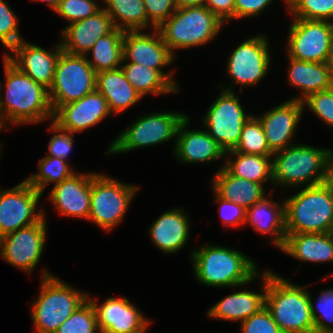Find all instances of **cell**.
Masks as SVG:
<instances>
[{
	"label": "cell",
	"instance_id": "1",
	"mask_svg": "<svg viewBox=\"0 0 333 333\" xmlns=\"http://www.w3.org/2000/svg\"><path fill=\"white\" fill-rule=\"evenodd\" d=\"M5 97L0 85L1 130L7 124L21 125L53 120L48 89L21 71L4 55ZM8 122V123H7Z\"/></svg>",
	"mask_w": 333,
	"mask_h": 333
},
{
	"label": "cell",
	"instance_id": "2",
	"mask_svg": "<svg viewBox=\"0 0 333 333\" xmlns=\"http://www.w3.org/2000/svg\"><path fill=\"white\" fill-rule=\"evenodd\" d=\"M191 259L195 278L209 287H241L259 277L254 260L221 245H203L192 251Z\"/></svg>",
	"mask_w": 333,
	"mask_h": 333
},
{
	"label": "cell",
	"instance_id": "3",
	"mask_svg": "<svg viewBox=\"0 0 333 333\" xmlns=\"http://www.w3.org/2000/svg\"><path fill=\"white\" fill-rule=\"evenodd\" d=\"M265 307L283 333H314L309 292L267 270Z\"/></svg>",
	"mask_w": 333,
	"mask_h": 333
},
{
	"label": "cell",
	"instance_id": "4",
	"mask_svg": "<svg viewBox=\"0 0 333 333\" xmlns=\"http://www.w3.org/2000/svg\"><path fill=\"white\" fill-rule=\"evenodd\" d=\"M284 205L286 234L333 233V191L324 183L304 186Z\"/></svg>",
	"mask_w": 333,
	"mask_h": 333
},
{
	"label": "cell",
	"instance_id": "5",
	"mask_svg": "<svg viewBox=\"0 0 333 333\" xmlns=\"http://www.w3.org/2000/svg\"><path fill=\"white\" fill-rule=\"evenodd\" d=\"M41 289L32 302V321L36 333H55L59 326L88 299L82 293L48 270L43 269Z\"/></svg>",
	"mask_w": 333,
	"mask_h": 333
},
{
	"label": "cell",
	"instance_id": "6",
	"mask_svg": "<svg viewBox=\"0 0 333 333\" xmlns=\"http://www.w3.org/2000/svg\"><path fill=\"white\" fill-rule=\"evenodd\" d=\"M329 151L301 143L275 152L272 155L273 184L297 188L324 183Z\"/></svg>",
	"mask_w": 333,
	"mask_h": 333
},
{
	"label": "cell",
	"instance_id": "7",
	"mask_svg": "<svg viewBox=\"0 0 333 333\" xmlns=\"http://www.w3.org/2000/svg\"><path fill=\"white\" fill-rule=\"evenodd\" d=\"M225 24L205 5L176 9L157 29L175 56V50L198 47L213 40Z\"/></svg>",
	"mask_w": 333,
	"mask_h": 333
},
{
	"label": "cell",
	"instance_id": "8",
	"mask_svg": "<svg viewBox=\"0 0 333 333\" xmlns=\"http://www.w3.org/2000/svg\"><path fill=\"white\" fill-rule=\"evenodd\" d=\"M138 187L101 173H91V201L88 220L109 232L123 220Z\"/></svg>",
	"mask_w": 333,
	"mask_h": 333
},
{
	"label": "cell",
	"instance_id": "9",
	"mask_svg": "<svg viewBox=\"0 0 333 333\" xmlns=\"http://www.w3.org/2000/svg\"><path fill=\"white\" fill-rule=\"evenodd\" d=\"M186 114L163 111L149 113L135 120L110 144L106 154L130 152L176 139L180 122Z\"/></svg>",
	"mask_w": 333,
	"mask_h": 333
},
{
	"label": "cell",
	"instance_id": "10",
	"mask_svg": "<svg viewBox=\"0 0 333 333\" xmlns=\"http://www.w3.org/2000/svg\"><path fill=\"white\" fill-rule=\"evenodd\" d=\"M96 72L86 55H74L63 50L56 64L54 81L48 90L53 113L61 106L80 100L96 89Z\"/></svg>",
	"mask_w": 333,
	"mask_h": 333
},
{
	"label": "cell",
	"instance_id": "11",
	"mask_svg": "<svg viewBox=\"0 0 333 333\" xmlns=\"http://www.w3.org/2000/svg\"><path fill=\"white\" fill-rule=\"evenodd\" d=\"M220 87L223 90L208 108L203 124L208 134L227 152L237 146L243 126L252 115L244 112L232 86Z\"/></svg>",
	"mask_w": 333,
	"mask_h": 333
},
{
	"label": "cell",
	"instance_id": "12",
	"mask_svg": "<svg viewBox=\"0 0 333 333\" xmlns=\"http://www.w3.org/2000/svg\"><path fill=\"white\" fill-rule=\"evenodd\" d=\"M269 41L266 36L257 35L244 40L230 54L227 60V74L232 84L240 85V91L244 86H254L265 78L271 65V54L269 53Z\"/></svg>",
	"mask_w": 333,
	"mask_h": 333
},
{
	"label": "cell",
	"instance_id": "13",
	"mask_svg": "<svg viewBox=\"0 0 333 333\" xmlns=\"http://www.w3.org/2000/svg\"><path fill=\"white\" fill-rule=\"evenodd\" d=\"M287 37V53L300 61L327 63L333 23L293 18Z\"/></svg>",
	"mask_w": 333,
	"mask_h": 333
},
{
	"label": "cell",
	"instance_id": "14",
	"mask_svg": "<svg viewBox=\"0 0 333 333\" xmlns=\"http://www.w3.org/2000/svg\"><path fill=\"white\" fill-rule=\"evenodd\" d=\"M41 196L25 179L13 188L0 190V238L44 217V211L37 210Z\"/></svg>",
	"mask_w": 333,
	"mask_h": 333
},
{
	"label": "cell",
	"instance_id": "15",
	"mask_svg": "<svg viewBox=\"0 0 333 333\" xmlns=\"http://www.w3.org/2000/svg\"><path fill=\"white\" fill-rule=\"evenodd\" d=\"M46 217L0 238V255L4 261L28 274L39 263L46 241Z\"/></svg>",
	"mask_w": 333,
	"mask_h": 333
},
{
	"label": "cell",
	"instance_id": "16",
	"mask_svg": "<svg viewBox=\"0 0 333 333\" xmlns=\"http://www.w3.org/2000/svg\"><path fill=\"white\" fill-rule=\"evenodd\" d=\"M153 31L152 34H144L142 30L124 31L123 60L143 64L160 71L179 90L173 79V71L170 73L162 71V68L172 64L175 56L163 42L158 29L155 28Z\"/></svg>",
	"mask_w": 333,
	"mask_h": 333
},
{
	"label": "cell",
	"instance_id": "17",
	"mask_svg": "<svg viewBox=\"0 0 333 333\" xmlns=\"http://www.w3.org/2000/svg\"><path fill=\"white\" fill-rule=\"evenodd\" d=\"M88 299L95 308L100 333H146L152 322L125 297H109L101 305L90 295Z\"/></svg>",
	"mask_w": 333,
	"mask_h": 333
},
{
	"label": "cell",
	"instance_id": "18",
	"mask_svg": "<svg viewBox=\"0 0 333 333\" xmlns=\"http://www.w3.org/2000/svg\"><path fill=\"white\" fill-rule=\"evenodd\" d=\"M110 114L107 100L95 89L80 100L61 105L53 113L52 121L75 134L99 124Z\"/></svg>",
	"mask_w": 333,
	"mask_h": 333
},
{
	"label": "cell",
	"instance_id": "19",
	"mask_svg": "<svg viewBox=\"0 0 333 333\" xmlns=\"http://www.w3.org/2000/svg\"><path fill=\"white\" fill-rule=\"evenodd\" d=\"M61 51V43L50 51L22 40L10 50L11 55L10 53L5 55L26 75L49 90L54 81L55 68Z\"/></svg>",
	"mask_w": 333,
	"mask_h": 333
},
{
	"label": "cell",
	"instance_id": "20",
	"mask_svg": "<svg viewBox=\"0 0 333 333\" xmlns=\"http://www.w3.org/2000/svg\"><path fill=\"white\" fill-rule=\"evenodd\" d=\"M304 111L303 101L287 100L266 113L256 116L261 122L270 150L275 153L292 144Z\"/></svg>",
	"mask_w": 333,
	"mask_h": 333
},
{
	"label": "cell",
	"instance_id": "21",
	"mask_svg": "<svg viewBox=\"0 0 333 333\" xmlns=\"http://www.w3.org/2000/svg\"><path fill=\"white\" fill-rule=\"evenodd\" d=\"M189 116L180 122L174 147V155L182 163H208L221 159L225 151L219 144L204 130L187 129L190 123Z\"/></svg>",
	"mask_w": 333,
	"mask_h": 333
},
{
	"label": "cell",
	"instance_id": "22",
	"mask_svg": "<svg viewBox=\"0 0 333 333\" xmlns=\"http://www.w3.org/2000/svg\"><path fill=\"white\" fill-rule=\"evenodd\" d=\"M114 28L111 17L101 8L94 15L70 23L62 30V50L74 55L87 56L96 41Z\"/></svg>",
	"mask_w": 333,
	"mask_h": 333
},
{
	"label": "cell",
	"instance_id": "23",
	"mask_svg": "<svg viewBox=\"0 0 333 333\" xmlns=\"http://www.w3.org/2000/svg\"><path fill=\"white\" fill-rule=\"evenodd\" d=\"M49 200L63 216L88 220L91 201V173H74L70 178L54 184Z\"/></svg>",
	"mask_w": 333,
	"mask_h": 333
},
{
	"label": "cell",
	"instance_id": "24",
	"mask_svg": "<svg viewBox=\"0 0 333 333\" xmlns=\"http://www.w3.org/2000/svg\"><path fill=\"white\" fill-rule=\"evenodd\" d=\"M188 219V214L184 213L182 207L162 213L149 228L151 241L163 253L172 254L180 251L188 242Z\"/></svg>",
	"mask_w": 333,
	"mask_h": 333
},
{
	"label": "cell",
	"instance_id": "25",
	"mask_svg": "<svg viewBox=\"0 0 333 333\" xmlns=\"http://www.w3.org/2000/svg\"><path fill=\"white\" fill-rule=\"evenodd\" d=\"M259 276L263 280L261 293L248 290L232 293L209 308L207 316L219 320H239V324H241L248 317L257 313L265 306L267 270L261 272Z\"/></svg>",
	"mask_w": 333,
	"mask_h": 333
},
{
	"label": "cell",
	"instance_id": "26",
	"mask_svg": "<svg viewBox=\"0 0 333 333\" xmlns=\"http://www.w3.org/2000/svg\"><path fill=\"white\" fill-rule=\"evenodd\" d=\"M280 205L265 195L261 200L246 209L245 224H250L261 234L271 235L274 246L280 250L286 240L285 205Z\"/></svg>",
	"mask_w": 333,
	"mask_h": 333
},
{
	"label": "cell",
	"instance_id": "27",
	"mask_svg": "<svg viewBox=\"0 0 333 333\" xmlns=\"http://www.w3.org/2000/svg\"><path fill=\"white\" fill-rule=\"evenodd\" d=\"M288 59V82L302 90V96L290 100L304 101L313 93L332 88V69L327 63Z\"/></svg>",
	"mask_w": 333,
	"mask_h": 333
},
{
	"label": "cell",
	"instance_id": "28",
	"mask_svg": "<svg viewBox=\"0 0 333 333\" xmlns=\"http://www.w3.org/2000/svg\"><path fill=\"white\" fill-rule=\"evenodd\" d=\"M281 250L302 262H330L333 261V233L286 234Z\"/></svg>",
	"mask_w": 333,
	"mask_h": 333
},
{
	"label": "cell",
	"instance_id": "29",
	"mask_svg": "<svg viewBox=\"0 0 333 333\" xmlns=\"http://www.w3.org/2000/svg\"><path fill=\"white\" fill-rule=\"evenodd\" d=\"M95 84L96 90L107 100L112 114L127 110L142 98L126 79L121 67L96 73Z\"/></svg>",
	"mask_w": 333,
	"mask_h": 333
},
{
	"label": "cell",
	"instance_id": "30",
	"mask_svg": "<svg viewBox=\"0 0 333 333\" xmlns=\"http://www.w3.org/2000/svg\"><path fill=\"white\" fill-rule=\"evenodd\" d=\"M212 180L214 193L225 200L243 206L245 209L266 195L262 184L233 176L223 166L215 173Z\"/></svg>",
	"mask_w": 333,
	"mask_h": 333
},
{
	"label": "cell",
	"instance_id": "31",
	"mask_svg": "<svg viewBox=\"0 0 333 333\" xmlns=\"http://www.w3.org/2000/svg\"><path fill=\"white\" fill-rule=\"evenodd\" d=\"M226 155L230 157L225 161L223 167L231 175L257 182L263 186L266 182L273 183L272 156L245 154L233 150L225 152V156Z\"/></svg>",
	"mask_w": 333,
	"mask_h": 333
},
{
	"label": "cell",
	"instance_id": "32",
	"mask_svg": "<svg viewBox=\"0 0 333 333\" xmlns=\"http://www.w3.org/2000/svg\"><path fill=\"white\" fill-rule=\"evenodd\" d=\"M126 79L143 98L147 94L178 93V90L160 71L143 64L126 62L121 65Z\"/></svg>",
	"mask_w": 333,
	"mask_h": 333
},
{
	"label": "cell",
	"instance_id": "33",
	"mask_svg": "<svg viewBox=\"0 0 333 333\" xmlns=\"http://www.w3.org/2000/svg\"><path fill=\"white\" fill-rule=\"evenodd\" d=\"M123 35V30L114 28L110 33L100 37L88 51L92 52V59L87 57V62L96 73L121 67L123 63Z\"/></svg>",
	"mask_w": 333,
	"mask_h": 333
},
{
	"label": "cell",
	"instance_id": "34",
	"mask_svg": "<svg viewBox=\"0 0 333 333\" xmlns=\"http://www.w3.org/2000/svg\"><path fill=\"white\" fill-rule=\"evenodd\" d=\"M102 7L111 17L115 28L123 31L144 30L148 21L143 0H103Z\"/></svg>",
	"mask_w": 333,
	"mask_h": 333
},
{
	"label": "cell",
	"instance_id": "35",
	"mask_svg": "<svg viewBox=\"0 0 333 333\" xmlns=\"http://www.w3.org/2000/svg\"><path fill=\"white\" fill-rule=\"evenodd\" d=\"M66 162L61 158L45 156L38 162L39 172L25 180L42 194L50 182L60 183L76 173Z\"/></svg>",
	"mask_w": 333,
	"mask_h": 333
},
{
	"label": "cell",
	"instance_id": "36",
	"mask_svg": "<svg viewBox=\"0 0 333 333\" xmlns=\"http://www.w3.org/2000/svg\"><path fill=\"white\" fill-rule=\"evenodd\" d=\"M233 151L260 156L274 154L268 147L263 126L255 115L244 124L239 143Z\"/></svg>",
	"mask_w": 333,
	"mask_h": 333
},
{
	"label": "cell",
	"instance_id": "37",
	"mask_svg": "<svg viewBox=\"0 0 333 333\" xmlns=\"http://www.w3.org/2000/svg\"><path fill=\"white\" fill-rule=\"evenodd\" d=\"M55 333H100L92 302L87 299L81 304Z\"/></svg>",
	"mask_w": 333,
	"mask_h": 333
},
{
	"label": "cell",
	"instance_id": "38",
	"mask_svg": "<svg viewBox=\"0 0 333 333\" xmlns=\"http://www.w3.org/2000/svg\"><path fill=\"white\" fill-rule=\"evenodd\" d=\"M287 10L294 18L333 23V0H292Z\"/></svg>",
	"mask_w": 333,
	"mask_h": 333
},
{
	"label": "cell",
	"instance_id": "39",
	"mask_svg": "<svg viewBox=\"0 0 333 333\" xmlns=\"http://www.w3.org/2000/svg\"><path fill=\"white\" fill-rule=\"evenodd\" d=\"M309 298L314 321V333H333V289H326L321 292L317 298L318 302L315 301L317 303L316 307L310 293Z\"/></svg>",
	"mask_w": 333,
	"mask_h": 333
},
{
	"label": "cell",
	"instance_id": "40",
	"mask_svg": "<svg viewBox=\"0 0 333 333\" xmlns=\"http://www.w3.org/2000/svg\"><path fill=\"white\" fill-rule=\"evenodd\" d=\"M13 12L8 1L0 0V42L9 51L23 40L18 29V18Z\"/></svg>",
	"mask_w": 333,
	"mask_h": 333
},
{
	"label": "cell",
	"instance_id": "41",
	"mask_svg": "<svg viewBox=\"0 0 333 333\" xmlns=\"http://www.w3.org/2000/svg\"><path fill=\"white\" fill-rule=\"evenodd\" d=\"M101 8L95 0H61L54 11L70 24L94 15Z\"/></svg>",
	"mask_w": 333,
	"mask_h": 333
},
{
	"label": "cell",
	"instance_id": "42",
	"mask_svg": "<svg viewBox=\"0 0 333 333\" xmlns=\"http://www.w3.org/2000/svg\"><path fill=\"white\" fill-rule=\"evenodd\" d=\"M303 105L326 123L325 125L333 127V87L309 95Z\"/></svg>",
	"mask_w": 333,
	"mask_h": 333
},
{
	"label": "cell",
	"instance_id": "43",
	"mask_svg": "<svg viewBox=\"0 0 333 333\" xmlns=\"http://www.w3.org/2000/svg\"><path fill=\"white\" fill-rule=\"evenodd\" d=\"M241 333H283L264 306L240 324Z\"/></svg>",
	"mask_w": 333,
	"mask_h": 333
},
{
	"label": "cell",
	"instance_id": "44",
	"mask_svg": "<svg viewBox=\"0 0 333 333\" xmlns=\"http://www.w3.org/2000/svg\"><path fill=\"white\" fill-rule=\"evenodd\" d=\"M50 125L49 130L57 134H54L48 143V156L66 160L74 143L73 133L60 128L53 121Z\"/></svg>",
	"mask_w": 333,
	"mask_h": 333
},
{
	"label": "cell",
	"instance_id": "45",
	"mask_svg": "<svg viewBox=\"0 0 333 333\" xmlns=\"http://www.w3.org/2000/svg\"><path fill=\"white\" fill-rule=\"evenodd\" d=\"M151 28H158L175 12V0H143Z\"/></svg>",
	"mask_w": 333,
	"mask_h": 333
},
{
	"label": "cell",
	"instance_id": "46",
	"mask_svg": "<svg viewBox=\"0 0 333 333\" xmlns=\"http://www.w3.org/2000/svg\"><path fill=\"white\" fill-rule=\"evenodd\" d=\"M215 201L220 205L219 212L222 218L224 226L240 227L245 224L246 221V209L232 202L219 197L216 193L214 194Z\"/></svg>",
	"mask_w": 333,
	"mask_h": 333
},
{
	"label": "cell",
	"instance_id": "47",
	"mask_svg": "<svg viewBox=\"0 0 333 333\" xmlns=\"http://www.w3.org/2000/svg\"><path fill=\"white\" fill-rule=\"evenodd\" d=\"M274 0H235L234 19L259 16Z\"/></svg>",
	"mask_w": 333,
	"mask_h": 333
},
{
	"label": "cell",
	"instance_id": "48",
	"mask_svg": "<svg viewBox=\"0 0 333 333\" xmlns=\"http://www.w3.org/2000/svg\"><path fill=\"white\" fill-rule=\"evenodd\" d=\"M204 5L225 24L234 20L235 0H205Z\"/></svg>",
	"mask_w": 333,
	"mask_h": 333
},
{
	"label": "cell",
	"instance_id": "49",
	"mask_svg": "<svg viewBox=\"0 0 333 333\" xmlns=\"http://www.w3.org/2000/svg\"><path fill=\"white\" fill-rule=\"evenodd\" d=\"M324 184L333 191V149L327 157Z\"/></svg>",
	"mask_w": 333,
	"mask_h": 333
},
{
	"label": "cell",
	"instance_id": "50",
	"mask_svg": "<svg viewBox=\"0 0 333 333\" xmlns=\"http://www.w3.org/2000/svg\"><path fill=\"white\" fill-rule=\"evenodd\" d=\"M205 0H175L176 8H186L204 5Z\"/></svg>",
	"mask_w": 333,
	"mask_h": 333
},
{
	"label": "cell",
	"instance_id": "51",
	"mask_svg": "<svg viewBox=\"0 0 333 333\" xmlns=\"http://www.w3.org/2000/svg\"><path fill=\"white\" fill-rule=\"evenodd\" d=\"M327 64L333 69V31L330 40V52L327 60Z\"/></svg>",
	"mask_w": 333,
	"mask_h": 333
},
{
	"label": "cell",
	"instance_id": "52",
	"mask_svg": "<svg viewBox=\"0 0 333 333\" xmlns=\"http://www.w3.org/2000/svg\"><path fill=\"white\" fill-rule=\"evenodd\" d=\"M32 1V0H31ZM33 1H41V2H46L48 3V7H50L53 11L58 7L60 4L61 0H33Z\"/></svg>",
	"mask_w": 333,
	"mask_h": 333
},
{
	"label": "cell",
	"instance_id": "53",
	"mask_svg": "<svg viewBox=\"0 0 333 333\" xmlns=\"http://www.w3.org/2000/svg\"><path fill=\"white\" fill-rule=\"evenodd\" d=\"M292 0H285V2L287 3L286 5H288Z\"/></svg>",
	"mask_w": 333,
	"mask_h": 333
},
{
	"label": "cell",
	"instance_id": "54",
	"mask_svg": "<svg viewBox=\"0 0 333 333\" xmlns=\"http://www.w3.org/2000/svg\"><path fill=\"white\" fill-rule=\"evenodd\" d=\"M332 87H333V69H332Z\"/></svg>",
	"mask_w": 333,
	"mask_h": 333
}]
</instances>
